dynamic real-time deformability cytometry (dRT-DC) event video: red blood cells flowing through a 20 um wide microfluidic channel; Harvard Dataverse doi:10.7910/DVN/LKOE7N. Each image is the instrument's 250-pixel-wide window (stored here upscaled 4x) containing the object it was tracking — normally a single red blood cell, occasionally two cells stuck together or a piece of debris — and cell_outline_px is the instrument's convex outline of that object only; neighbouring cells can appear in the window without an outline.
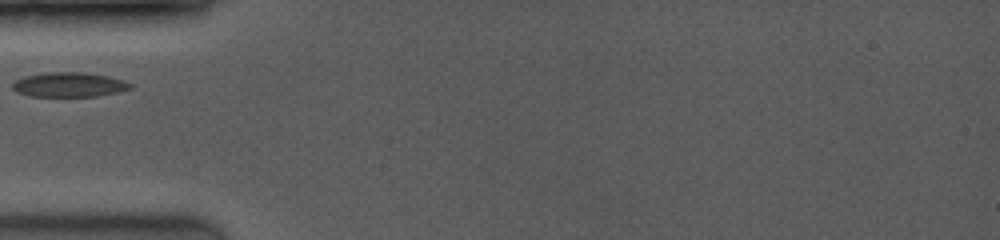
{"species": "common noctule bat (a hibernating species)", "species_latin": "Nyctalus noctula", "temperature_condition": "room temperature", "stored_images_in_passage": 4, "camera_frame_rate_fps": 3500, "um_per_image_px": 0.085, "animal": {"sex": "female", "body_mass_g": 19.0, "forearm_length_mm": 53.3}, "frame": {"image": 1, "passage_image": 1, "time_ms": 0.0, "image_size_px": [1000, 240], "cell_outline_px": [[132, 88], [120, 92], [96, 96], [32, 96], [16, 92], [12, 88], [12, 84], [16, 80], [24, 76], [44, 72], [84, 72], [108, 76], [124, 80], [132, 84]], "centroid_in_image_um": [5.89, 7.19], "position_along_channel_um": 79.1, "area_um2": 16.99}}
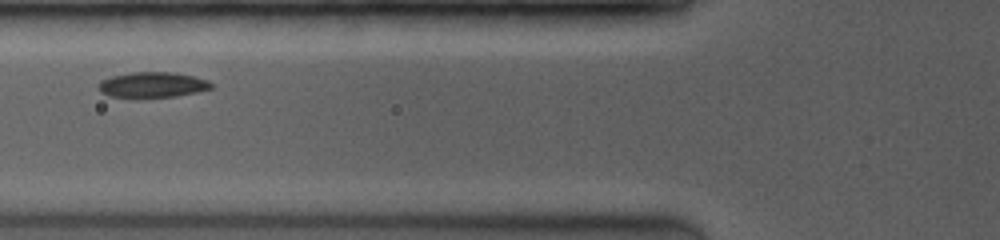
{"frame": {"image": 2, "passage_image": 2, "time_ms": 0.857, "image_size_px": [1000, 240], "cell_outline_px": [[212, 88], [196, 92], [176, 96], [112, 96], [100, 92], [96, 88], [100, 80], [112, 76], [132, 72], [172, 72], [192, 76], [208, 80], [212, 84]], "centroid_in_image_um": [12.93, 7.18], "position_along_channel_um": 112.9, "area_um2": 16.36}}
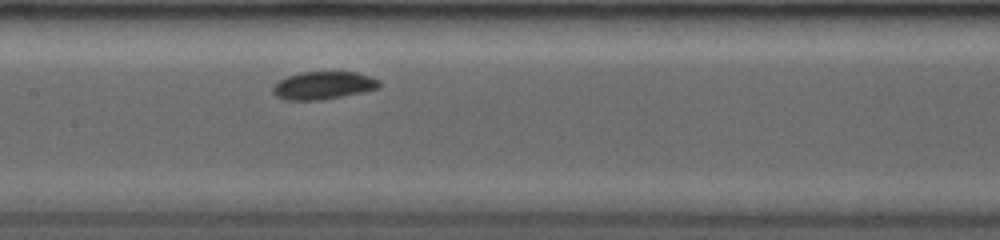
{"frame": {"image": 3, "passage_image": 4, "time_ms": 2.571, "image_size_px": [1000, 240], "cell_outline_px": [[380, 84], [376, 88], [364, 92], [344, 96], [320, 100], [284, 100], [276, 96], [272, 92], [272, 88], [280, 80], [288, 76], [300, 72], [356, 72], [380, 80]], "centroid_in_image_um": [27.46, 7.27], "position_along_channel_um": 179.9, "area_um2": 17.17}}